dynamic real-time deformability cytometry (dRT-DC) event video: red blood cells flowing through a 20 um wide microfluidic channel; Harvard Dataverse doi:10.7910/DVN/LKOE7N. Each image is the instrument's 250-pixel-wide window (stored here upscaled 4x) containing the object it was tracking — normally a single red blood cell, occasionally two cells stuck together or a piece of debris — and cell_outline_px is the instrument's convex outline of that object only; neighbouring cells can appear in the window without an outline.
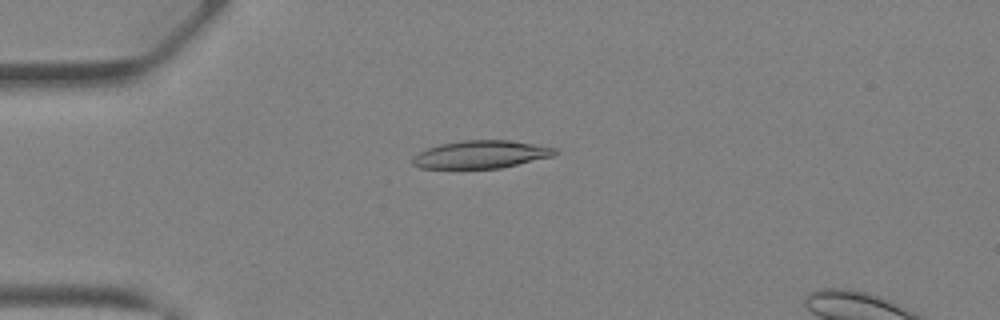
{"species": "Egyptian fruit bat (a non-hibernating species)", "species_latin": "Rousettus aegyptiacus", "temperature_condition": "warm", "stored_images_in_passage": 41, "camera_frame_rate_fps": 3000, "um_per_image_px": 0.085, "animal": {"sex": "female"}, "frame": {"image": 1, "passage_image": 11, "time_ms": 3.333, "image_size_px": [1000, 320], "cell_outline_px": [[560, 152], [552, 156], [500, 168], [420, 168], [412, 164], [412, 160], [420, 152], [428, 148], [440, 144], [460, 140], [508, 140], [556, 148]], "centroid_in_image_um": [40.88, 13.12], "position_along_channel_um": 44.1, "area_um2": 22.77}}
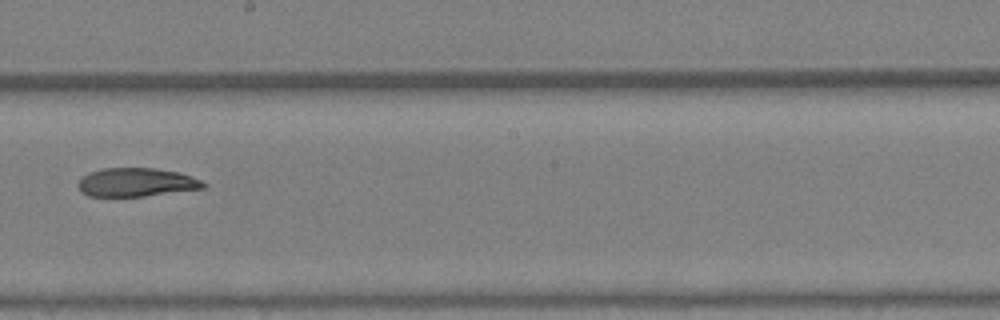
{"frame": {"image": 2, "passage_image": 24, "time_ms": 7.667, "image_size_px": [1000, 320], "cell_outline_px": [[208, 184], [204, 188], [144, 196], [88, 196], [80, 192], [76, 184], [80, 176], [88, 172], [104, 168], [156, 168], [180, 172], [200, 180]], "centroid_in_image_um": [11.53, 15.49], "position_along_channel_um": 236.7, "area_um2": 21.1}}
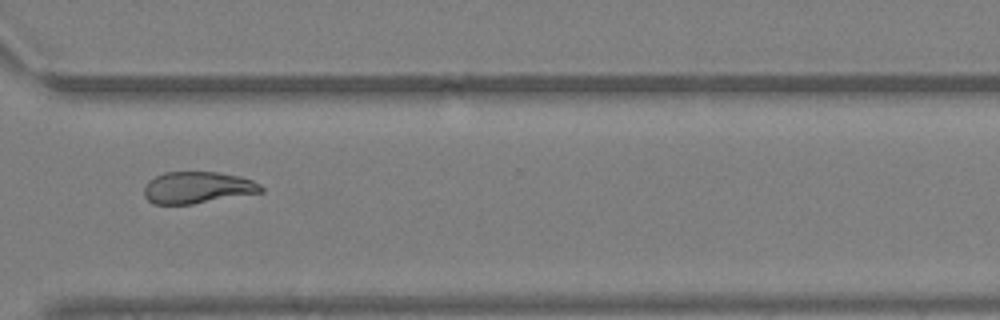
{"frame": {"image": 3, "passage_image": 31, "time_ms": 10.0, "image_size_px": [1000, 320], "cell_outline_px": [[264, 192], [192, 204], [152, 204], [144, 196], [144, 184], [148, 180], [164, 172], [216, 172], [240, 176], [252, 180], [260, 184], [264, 188]], "centroid_in_image_um": [16.78, 15.94], "position_along_channel_um": 353.8, "area_um2": 21.79}}